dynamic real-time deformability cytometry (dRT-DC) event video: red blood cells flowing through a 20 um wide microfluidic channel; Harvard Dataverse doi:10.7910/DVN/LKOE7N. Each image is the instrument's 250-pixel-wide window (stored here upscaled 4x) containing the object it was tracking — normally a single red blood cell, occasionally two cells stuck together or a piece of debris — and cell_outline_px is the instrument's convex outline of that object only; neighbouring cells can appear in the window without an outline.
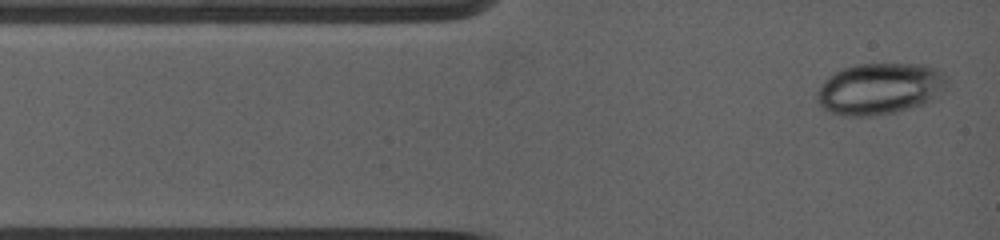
{"species": "common noctule bat (a hibernating species)", "species_latin": "Nyctalus noctula", "temperature_condition": "warm", "stored_images_in_passage": 11, "camera_frame_rate_fps": 5000, "um_per_image_px": 0.085, "animal": {"sex": "female", "body_mass_g": 19.0, "forearm_length_mm": 53.3}, "frame": {"image": 1, "passage_image": 1, "time_ms": 0.0, "image_size_px": [1000, 240], "cell_outline_px": [[932, 72], [928, 100], [924, 104], [912, 108], [896, 112], [868, 116], [860, 116], [832, 112], [824, 108], [820, 104], [820, 92], [824, 84], [836, 72], [844, 68], [860, 64], [920, 64], [928, 68]], "centroid_in_image_um": [74.5, 7.57], "position_along_channel_um": 10.5, "area_um2": 35.03}}